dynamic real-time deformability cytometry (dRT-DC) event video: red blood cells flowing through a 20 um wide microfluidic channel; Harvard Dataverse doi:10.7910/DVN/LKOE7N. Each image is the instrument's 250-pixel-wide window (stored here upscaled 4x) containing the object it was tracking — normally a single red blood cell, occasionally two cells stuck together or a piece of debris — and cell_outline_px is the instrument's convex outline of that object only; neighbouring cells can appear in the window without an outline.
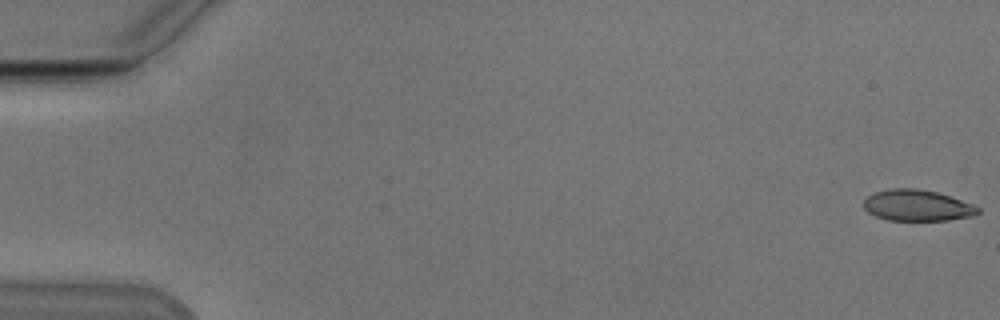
{"species": "Egyptian fruit bat (a non-hibernating species)", "species_latin": "Rousettus aegyptiacus", "temperature_condition": "cold", "stored_images_in_passage": 54, "camera_frame_rate_fps": 3000, "um_per_image_px": 0.085, "animal": {"sex": "male"}, "frame": {"image": 1, "passage_image": 1, "time_ms": 0.0, "image_size_px": [1000, 320], "cell_outline_px": [[980, 212], [976, 216], [948, 220], [888, 220], [876, 216], [868, 212], [864, 208], [864, 200], [872, 192], [892, 188], [916, 188], [936, 192], [972, 204], [980, 208]], "centroid_in_image_um": [77.96, 17.46], "position_along_channel_um": 7.0, "area_um2": 20.75}}
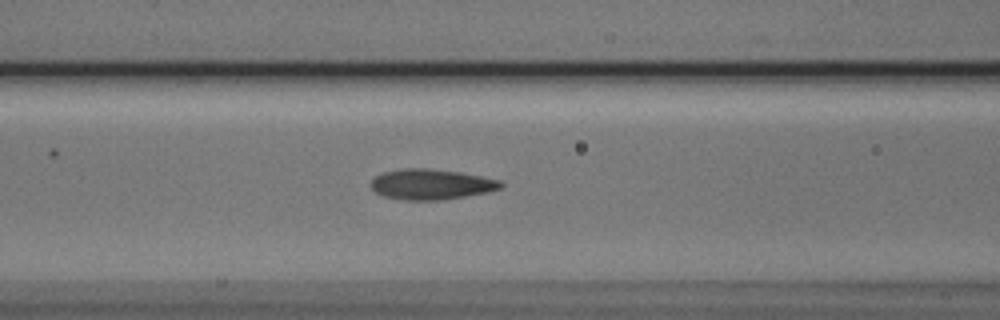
{"frame": {"image": 2, "passage_image": 23, "time_ms": 7.333, "image_size_px": [1000, 320], "cell_outline_px": [[504, 184], [500, 188], [488, 192], [444, 200], [404, 200], [384, 196], [376, 192], [372, 188], [372, 180], [376, 176], [384, 172], [404, 168], [428, 168], [460, 172], [500, 180]], "centroid_in_image_um": [36.67, 15.67], "position_along_channel_um": 129.9, "area_um2": 22.95}}
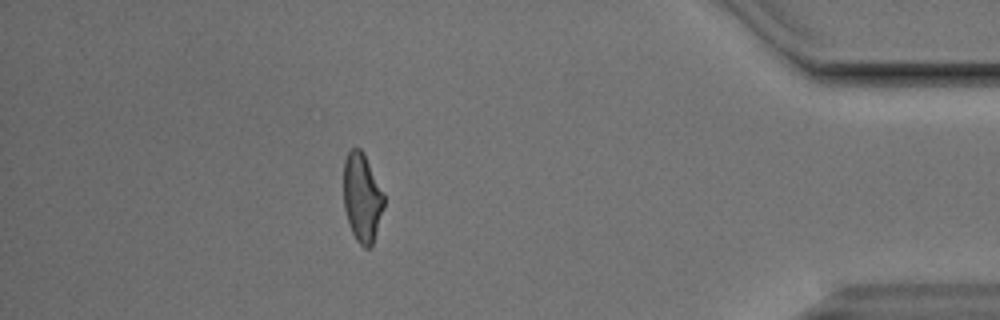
{"frame": {"image": 3, "passage_image": 48, "time_ms": 15.667, "image_size_px": [1000, 320], "cell_outline_px": [[384, 204], [372, 248], [364, 248], [356, 240], [352, 232], [344, 208], [344, 160], [348, 152], [352, 148], [360, 148], [364, 152], [384, 192]], "centroid_in_image_um": [30.79, 16.78], "position_along_channel_um": 404.4, "area_um2": 20.98}, "authors_computed_cell_mechanics": {"area_um2": 21.7039, "velocity_mm_per_s": 3.8239, "shape_relaxation_time_tau1_ms": 5.4938, "shape_relaxation_time_tau2_ms": 1.3775, "deformation_change_tau1": 0.1708, "deformation_change_tau2": 0.0798}}